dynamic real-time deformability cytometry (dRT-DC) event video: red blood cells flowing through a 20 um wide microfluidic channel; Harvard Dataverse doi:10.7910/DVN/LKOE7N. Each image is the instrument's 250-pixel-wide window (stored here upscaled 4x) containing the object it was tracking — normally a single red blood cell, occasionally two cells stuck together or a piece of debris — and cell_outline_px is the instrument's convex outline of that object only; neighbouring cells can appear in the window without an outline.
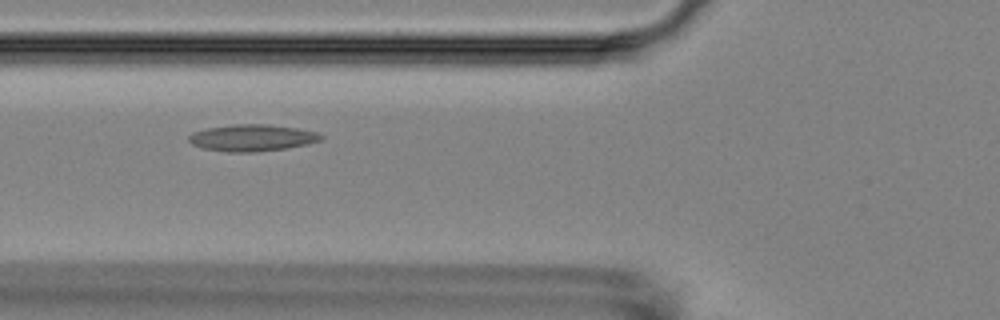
{"species": "Egyptian fruit bat (a non-hibernating species)", "species_latin": "Rousettus aegyptiacus", "temperature_condition": "room temperature", "stored_images_in_passage": 4, "camera_frame_rate_fps": 3000, "um_per_image_px": 0.085, "animal": {"sex": "female"}, "frame": {"image": 1, "passage_image": 3, "time_ms": 2.333, "image_size_px": [1000, 320], "cell_outline_px": [[324, 140], [308, 144], [288, 148], [256, 152], [228, 152], [204, 148], [192, 144], [188, 140], [188, 136], [192, 132], [204, 128], [232, 124], [268, 124], [296, 128], [316, 132], [324, 136]], "centroid_in_image_um": [21.44, 11.71], "position_along_channel_um": 104.4, "area_um2": 20.81}}
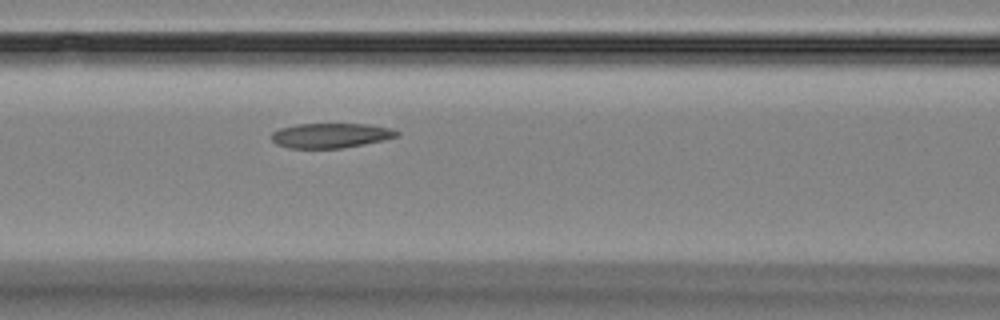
{"frame": {"image": 2, "passage_image": 4, "time_ms": 3.333, "image_size_px": [1000, 320], "cell_outline_px": [[400, 136], [384, 140], [364, 144], [340, 148], [288, 148], [276, 144], [272, 140], [272, 132], [280, 128], [296, 124], [368, 124], [392, 128], [400, 132]], "centroid_in_image_um": [28.14, 11.51], "position_along_channel_um": 138.5, "area_um2": 18.21}}